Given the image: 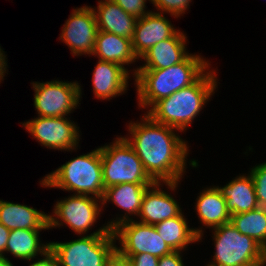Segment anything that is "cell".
Returning a JSON list of instances; mask_svg holds the SVG:
<instances>
[{"label": "cell", "instance_id": "cell-1", "mask_svg": "<svg viewBox=\"0 0 266 266\" xmlns=\"http://www.w3.org/2000/svg\"><path fill=\"white\" fill-rule=\"evenodd\" d=\"M130 137L124 136L155 182L170 190L178 188L185 173L189 146L176 129L153 121L147 114L141 121L129 122ZM132 136V137H131Z\"/></svg>", "mask_w": 266, "mask_h": 266}, {"label": "cell", "instance_id": "cell-2", "mask_svg": "<svg viewBox=\"0 0 266 266\" xmlns=\"http://www.w3.org/2000/svg\"><path fill=\"white\" fill-rule=\"evenodd\" d=\"M200 55L189 54L182 62L164 69H137L135 79L138 106L151 108L156 102L193 84L209 67Z\"/></svg>", "mask_w": 266, "mask_h": 266}, {"label": "cell", "instance_id": "cell-3", "mask_svg": "<svg viewBox=\"0 0 266 266\" xmlns=\"http://www.w3.org/2000/svg\"><path fill=\"white\" fill-rule=\"evenodd\" d=\"M216 71H205L193 84L156 102L145 112L153 121L184 132L218 87Z\"/></svg>", "mask_w": 266, "mask_h": 266}, {"label": "cell", "instance_id": "cell-4", "mask_svg": "<svg viewBox=\"0 0 266 266\" xmlns=\"http://www.w3.org/2000/svg\"><path fill=\"white\" fill-rule=\"evenodd\" d=\"M40 183L42 187L59 188L102 199L105 188L100 147L71 159L44 176Z\"/></svg>", "mask_w": 266, "mask_h": 266}, {"label": "cell", "instance_id": "cell-5", "mask_svg": "<svg viewBox=\"0 0 266 266\" xmlns=\"http://www.w3.org/2000/svg\"><path fill=\"white\" fill-rule=\"evenodd\" d=\"M116 239L107 224L69 242H49L59 266H107L116 252Z\"/></svg>", "mask_w": 266, "mask_h": 266}, {"label": "cell", "instance_id": "cell-6", "mask_svg": "<svg viewBox=\"0 0 266 266\" xmlns=\"http://www.w3.org/2000/svg\"><path fill=\"white\" fill-rule=\"evenodd\" d=\"M212 230L216 250L207 266L266 265V250L253 238L241 234L231 222Z\"/></svg>", "mask_w": 266, "mask_h": 266}, {"label": "cell", "instance_id": "cell-7", "mask_svg": "<svg viewBox=\"0 0 266 266\" xmlns=\"http://www.w3.org/2000/svg\"><path fill=\"white\" fill-rule=\"evenodd\" d=\"M104 188L117 184H154L143 163L124 137L100 147Z\"/></svg>", "mask_w": 266, "mask_h": 266}, {"label": "cell", "instance_id": "cell-8", "mask_svg": "<svg viewBox=\"0 0 266 266\" xmlns=\"http://www.w3.org/2000/svg\"><path fill=\"white\" fill-rule=\"evenodd\" d=\"M100 203V204H99ZM101 199L89 196L72 194L56 202L53 215H48L49 229L67 225L74 233L81 236L88 233L97 222L102 212Z\"/></svg>", "mask_w": 266, "mask_h": 266}, {"label": "cell", "instance_id": "cell-9", "mask_svg": "<svg viewBox=\"0 0 266 266\" xmlns=\"http://www.w3.org/2000/svg\"><path fill=\"white\" fill-rule=\"evenodd\" d=\"M34 90V106L42 117H67L76 109L82 98L81 86L78 82L59 80L32 82Z\"/></svg>", "mask_w": 266, "mask_h": 266}, {"label": "cell", "instance_id": "cell-10", "mask_svg": "<svg viewBox=\"0 0 266 266\" xmlns=\"http://www.w3.org/2000/svg\"><path fill=\"white\" fill-rule=\"evenodd\" d=\"M115 239L120 247H116L118 255H135L149 253L158 258L168 255L173 250L159 236L154 225L129 220L120 223L113 229Z\"/></svg>", "mask_w": 266, "mask_h": 266}, {"label": "cell", "instance_id": "cell-11", "mask_svg": "<svg viewBox=\"0 0 266 266\" xmlns=\"http://www.w3.org/2000/svg\"><path fill=\"white\" fill-rule=\"evenodd\" d=\"M41 146L60 151H73L79 146V127L67 117L38 116L22 124Z\"/></svg>", "mask_w": 266, "mask_h": 266}, {"label": "cell", "instance_id": "cell-12", "mask_svg": "<svg viewBox=\"0 0 266 266\" xmlns=\"http://www.w3.org/2000/svg\"><path fill=\"white\" fill-rule=\"evenodd\" d=\"M61 31L59 38L68 45L73 56L92 55L98 32L93 8L87 5L73 9Z\"/></svg>", "mask_w": 266, "mask_h": 266}, {"label": "cell", "instance_id": "cell-13", "mask_svg": "<svg viewBox=\"0 0 266 266\" xmlns=\"http://www.w3.org/2000/svg\"><path fill=\"white\" fill-rule=\"evenodd\" d=\"M178 31L163 13L150 11L137 20L132 39L133 51L139 59L153 45L173 37Z\"/></svg>", "mask_w": 266, "mask_h": 266}, {"label": "cell", "instance_id": "cell-14", "mask_svg": "<svg viewBox=\"0 0 266 266\" xmlns=\"http://www.w3.org/2000/svg\"><path fill=\"white\" fill-rule=\"evenodd\" d=\"M151 185L153 184L122 183L108 187L104 190L101 199L102 206L106 205L107 202H112L126 212L124 213L125 215L116 217L115 220L113 219V221L111 220L107 223L111 230L122 222L133 220L130 216L134 215L135 217L139 215L143 196Z\"/></svg>", "mask_w": 266, "mask_h": 266}, {"label": "cell", "instance_id": "cell-15", "mask_svg": "<svg viewBox=\"0 0 266 266\" xmlns=\"http://www.w3.org/2000/svg\"><path fill=\"white\" fill-rule=\"evenodd\" d=\"M163 182H155L145 192L141 210L138 215V222L148 225H155L166 219L179 216L182 210L177 200L160 187Z\"/></svg>", "mask_w": 266, "mask_h": 266}, {"label": "cell", "instance_id": "cell-16", "mask_svg": "<svg viewBox=\"0 0 266 266\" xmlns=\"http://www.w3.org/2000/svg\"><path fill=\"white\" fill-rule=\"evenodd\" d=\"M186 35L180 30L171 38H167L153 45L140 59L145 64L133 70V75L137 69H164L182 62L190 53L186 51Z\"/></svg>", "mask_w": 266, "mask_h": 266}, {"label": "cell", "instance_id": "cell-17", "mask_svg": "<svg viewBox=\"0 0 266 266\" xmlns=\"http://www.w3.org/2000/svg\"><path fill=\"white\" fill-rule=\"evenodd\" d=\"M92 73L93 93L99 100H110L123 95L131 76L126 67L98 59ZM112 97V98H111Z\"/></svg>", "mask_w": 266, "mask_h": 266}, {"label": "cell", "instance_id": "cell-18", "mask_svg": "<svg viewBox=\"0 0 266 266\" xmlns=\"http://www.w3.org/2000/svg\"><path fill=\"white\" fill-rule=\"evenodd\" d=\"M99 31L133 39L138 18L126 13L113 0H100L93 8Z\"/></svg>", "mask_w": 266, "mask_h": 266}, {"label": "cell", "instance_id": "cell-19", "mask_svg": "<svg viewBox=\"0 0 266 266\" xmlns=\"http://www.w3.org/2000/svg\"><path fill=\"white\" fill-rule=\"evenodd\" d=\"M0 223L9 230H48V214L37 209L0 200Z\"/></svg>", "mask_w": 266, "mask_h": 266}, {"label": "cell", "instance_id": "cell-20", "mask_svg": "<svg viewBox=\"0 0 266 266\" xmlns=\"http://www.w3.org/2000/svg\"><path fill=\"white\" fill-rule=\"evenodd\" d=\"M92 55L123 67L139 60L133 51L132 39L99 30Z\"/></svg>", "mask_w": 266, "mask_h": 266}, {"label": "cell", "instance_id": "cell-21", "mask_svg": "<svg viewBox=\"0 0 266 266\" xmlns=\"http://www.w3.org/2000/svg\"><path fill=\"white\" fill-rule=\"evenodd\" d=\"M226 199L227 210L230 215L248 212L259 207L255 186L252 177L246 175L236 176L223 187L216 186Z\"/></svg>", "mask_w": 266, "mask_h": 266}, {"label": "cell", "instance_id": "cell-22", "mask_svg": "<svg viewBox=\"0 0 266 266\" xmlns=\"http://www.w3.org/2000/svg\"><path fill=\"white\" fill-rule=\"evenodd\" d=\"M158 234L173 251H185L189 244L202 240L201 228H189L184 213L154 225Z\"/></svg>", "mask_w": 266, "mask_h": 266}, {"label": "cell", "instance_id": "cell-23", "mask_svg": "<svg viewBox=\"0 0 266 266\" xmlns=\"http://www.w3.org/2000/svg\"><path fill=\"white\" fill-rule=\"evenodd\" d=\"M199 194L195 210L204 227L214 229L231 221L226 199L216 186L205 188Z\"/></svg>", "mask_w": 266, "mask_h": 266}, {"label": "cell", "instance_id": "cell-24", "mask_svg": "<svg viewBox=\"0 0 266 266\" xmlns=\"http://www.w3.org/2000/svg\"><path fill=\"white\" fill-rule=\"evenodd\" d=\"M40 231L42 230H10L5 252L27 261H32L38 255L42 257L50 249V244L47 242L46 244L41 243L39 238Z\"/></svg>", "mask_w": 266, "mask_h": 266}, {"label": "cell", "instance_id": "cell-25", "mask_svg": "<svg viewBox=\"0 0 266 266\" xmlns=\"http://www.w3.org/2000/svg\"><path fill=\"white\" fill-rule=\"evenodd\" d=\"M230 222L241 234L253 238L266 250V207L231 215Z\"/></svg>", "mask_w": 266, "mask_h": 266}, {"label": "cell", "instance_id": "cell-26", "mask_svg": "<svg viewBox=\"0 0 266 266\" xmlns=\"http://www.w3.org/2000/svg\"><path fill=\"white\" fill-rule=\"evenodd\" d=\"M249 174L254 182L259 207H266V162L256 164Z\"/></svg>", "mask_w": 266, "mask_h": 266}, {"label": "cell", "instance_id": "cell-27", "mask_svg": "<svg viewBox=\"0 0 266 266\" xmlns=\"http://www.w3.org/2000/svg\"><path fill=\"white\" fill-rule=\"evenodd\" d=\"M150 2L157 9V12L170 13L174 18H178L185 14L192 0H150Z\"/></svg>", "mask_w": 266, "mask_h": 266}, {"label": "cell", "instance_id": "cell-28", "mask_svg": "<svg viewBox=\"0 0 266 266\" xmlns=\"http://www.w3.org/2000/svg\"><path fill=\"white\" fill-rule=\"evenodd\" d=\"M118 4L126 13L141 18L150 11H146L147 0H113ZM150 1V0H149Z\"/></svg>", "mask_w": 266, "mask_h": 266}, {"label": "cell", "instance_id": "cell-29", "mask_svg": "<svg viewBox=\"0 0 266 266\" xmlns=\"http://www.w3.org/2000/svg\"><path fill=\"white\" fill-rule=\"evenodd\" d=\"M127 259L131 266H158L159 258L149 253H140L135 255H119Z\"/></svg>", "mask_w": 266, "mask_h": 266}, {"label": "cell", "instance_id": "cell-30", "mask_svg": "<svg viewBox=\"0 0 266 266\" xmlns=\"http://www.w3.org/2000/svg\"><path fill=\"white\" fill-rule=\"evenodd\" d=\"M182 251H173L159 258L158 266H185L182 259Z\"/></svg>", "mask_w": 266, "mask_h": 266}, {"label": "cell", "instance_id": "cell-31", "mask_svg": "<svg viewBox=\"0 0 266 266\" xmlns=\"http://www.w3.org/2000/svg\"><path fill=\"white\" fill-rule=\"evenodd\" d=\"M38 260L33 261L29 266H59L56 255L48 249L42 258H36Z\"/></svg>", "mask_w": 266, "mask_h": 266}, {"label": "cell", "instance_id": "cell-32", "mask_svg": "<svg viewBox=\"0 0 266 266\" xmlns=\"http://www.w3.org/2000/svg\"><path fill=\"white\" fill-rule=\"evenodd\" d=\"M10 230L0 223V256L6 258L5 251L9 239Z\"/></svg>", "mask_w": 266, "mask_h": 266}, {"label": "cell", "instance_id": "cell-33", "mask_svg": "<svg viewBox=\"0 0 266 266\" xmlns=\"http://www.w3.org/2000/svg\"><path fill=\"white\" fill-rule=\"evenodd\" d=\"M6 55L3 51V49H1V46H0V80L3 81L4 80V76H5V73L6 70H7V60H6Z\"/></svg>", "mask_w": 266, "mask_h": 266}, {"label": "cell", "instance_id": "cell-34", "mask_svg": "<svg viewBox=\"0 0 266 266\" xmlns=\"http://www.w3.org/2000/svg\"><path fill=\"white\" fill-rule=\"evenodd\" d=\"M107 266H131V264L127 261V259L120 257L116 253L114 257L109 261Z\"/></svg>", "mask_w": 266, "mask_h": 266}, {"label": "cell", "instance_id": "cell-35", "mask_svg": "<svg viewBox=\"0 0 266 266\" xmlns=\"http://www.w3.org/2000/svg\"><path fill=\"white\" fill-rule=\"evenodd\" d=\"M9 258H5L3 256H0V266H14L10 260H8Z\"/></svg>", "mask_w": 266, "mask_h": 266}]
</instances>
